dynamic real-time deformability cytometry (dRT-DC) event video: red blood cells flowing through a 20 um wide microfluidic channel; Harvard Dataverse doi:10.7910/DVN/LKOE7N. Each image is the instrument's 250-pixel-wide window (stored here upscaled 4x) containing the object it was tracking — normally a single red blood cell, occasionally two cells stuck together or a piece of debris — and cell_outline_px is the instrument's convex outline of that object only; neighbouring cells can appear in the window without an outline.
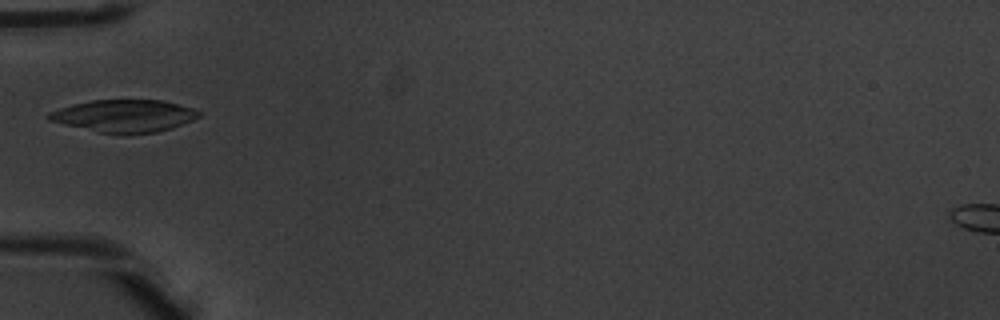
{"species": "common noctule bat (a hibernating species)", "species_latin": "Nyctalus noctula", "temperature_condition": "warm", "stored_images_in_passage": 2, "camera_frame_rate_fps": 3000, "um_per_image_px": 0.085, "animal": {"sex": "male", "body_mass_g": 20.1, "forearm_length_mm": 53.5}, "frame": {"image": 1, "passage_image": 1, "time_ms": 0.0, "image_size_px": [1000, 320], "cell_outline_px": [[200, 116], [192, 120], [172, 128], [156, 132], [124, 136], [100, 132], [64, 124], [48, 120], [44, 116], [48, 112], [72, 104], [92, 100], [164, 100], [192, 108], [200, 112]], "centroid_in_image_um": [10.54, 9.86], "position_along_channel_um": 74.5, "area_um2": 28.61}}